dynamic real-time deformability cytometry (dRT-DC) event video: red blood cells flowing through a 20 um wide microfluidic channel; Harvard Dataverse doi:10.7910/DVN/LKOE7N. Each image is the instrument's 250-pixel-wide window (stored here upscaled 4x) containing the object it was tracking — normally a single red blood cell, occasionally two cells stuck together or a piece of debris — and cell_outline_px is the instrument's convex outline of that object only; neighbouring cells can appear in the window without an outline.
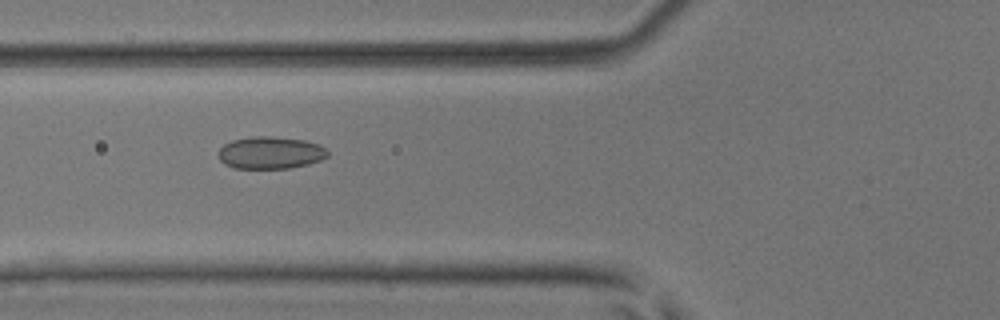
{"species": "common noctule bat (a hibernating species)", "species_latin": "Nyctalus noctula", "temperature_condition": "room temperature", "stored_images_in_passage": 43, "camera_frame_rate_fps": 3000, "um_per_image_px": 0.085, "animal": {"sex": "male", "body_mass_g": 17.9, "forearm_length_mm": 54.2}, "frame": {"image": 1, "passage_image": 12, "time_ms": 3.667, "image_size_px": [1000, 320], "cell_outline_px": [[328, 156], [320, 160], [308, 164], [288, 168], [236, 168], [224, 164], [220, 160], [220, 148], [224, 144], [232, 140], [252, 136], [268, 136], [304, 140], [320, 144], [328, 152]], "centroid_in_image_um": [22.99, 12.97], "position_along_channel_um": 102.8, "area_um2": 20.4}}
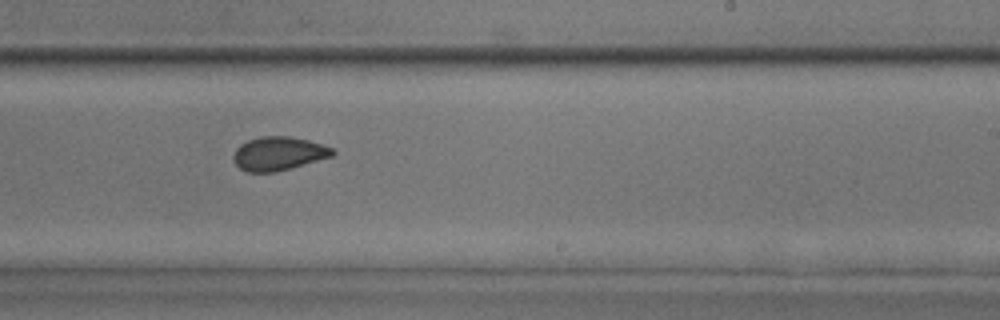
{"frame": {"image": 2, "passage_image": 24, "time_ms": 7.667, "image_size_px": [1000, 320], "cell_outline_px": [[336, 152], [332, 156], [292, 168], [276, 172], [248, 172], [240, 168], [236, 164], [232, 156], [236, 148], [240, 144], [248, 140], [264, 136], [288, 136], [308, 140], [332, 148]], "centroid_in_image_um": [23.66, 13.06], "position_along_channel_um": 265.3, "area_um2": 19.36}}
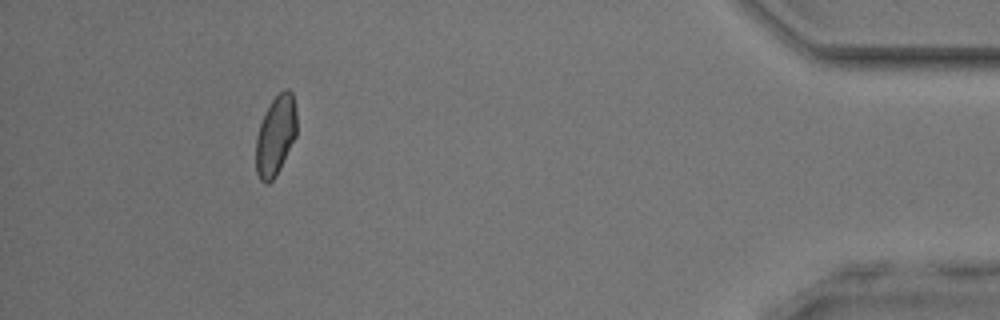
{"frame": {"image": 3, "passage_image": 39, "time_ms": 12.667, "image_size_px": [1000, 320], "cell_outline_px": [[296, 136], [276, 176], [268, 184], [264, 184], [260, 180], [256, 172], [256, 136], [264, 112], [272, 100], [284, 88], [288, 88], [292, 92], [296, 112]], "centroid_in_image_um": [23.42, 11.52], "position_along_channel_um": 411.8, "area_um2": 19.07}, "authors_computed_cell_mechanics": {"area_um2": 19.7098, "velocity_mm_per_s": 4.071, "shape_relaxation_time_tau1_ms": 9.2798, "shape_relaxation_time_tau2_ms": 1.4349, "deformation_change_tau1": 0.1248, "deformation_change_tau2": 0.0664}}